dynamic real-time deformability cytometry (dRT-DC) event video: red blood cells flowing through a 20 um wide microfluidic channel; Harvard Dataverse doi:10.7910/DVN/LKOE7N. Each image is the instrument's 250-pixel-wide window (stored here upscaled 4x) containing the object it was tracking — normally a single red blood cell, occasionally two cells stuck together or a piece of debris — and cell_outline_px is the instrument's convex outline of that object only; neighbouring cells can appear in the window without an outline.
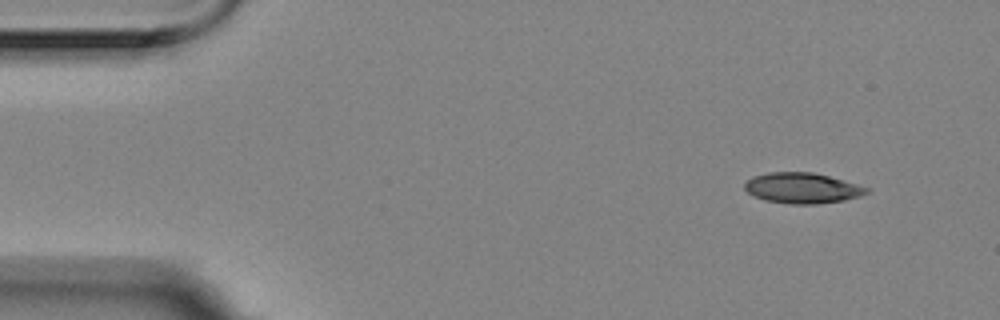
{"species": "Egyptian fruit bat (a non-hibernating species)", "species_latin": "Rousettus aegyptiacus", "temperature_condition": "room temperature", "stored_images_in_passage": 5, "segment_of_instrument_passage": [1, 2], "camera_frame_rate_fps": 3000, "um_per_image_px": 0.085, "animal": {"sex": "female"}, "frame": {"image": 1, "passage_image": 1, "time_ms": 0.0, "image_size_px": [1000, 320], "cell_outline_px": [[868, 192], [860, 196], [844, 200], [816, 204], [788, 204], [764, 200], [748, 192], [744, 188], [744, 184], [752, 176], [768, 172], [812, 172], [828, 176], [856, 184], [868, 188]], "centroid_in_image_um": [68.15, 15.98], "position_along_channel_um": 16.8, "area_um2": 21.56}}